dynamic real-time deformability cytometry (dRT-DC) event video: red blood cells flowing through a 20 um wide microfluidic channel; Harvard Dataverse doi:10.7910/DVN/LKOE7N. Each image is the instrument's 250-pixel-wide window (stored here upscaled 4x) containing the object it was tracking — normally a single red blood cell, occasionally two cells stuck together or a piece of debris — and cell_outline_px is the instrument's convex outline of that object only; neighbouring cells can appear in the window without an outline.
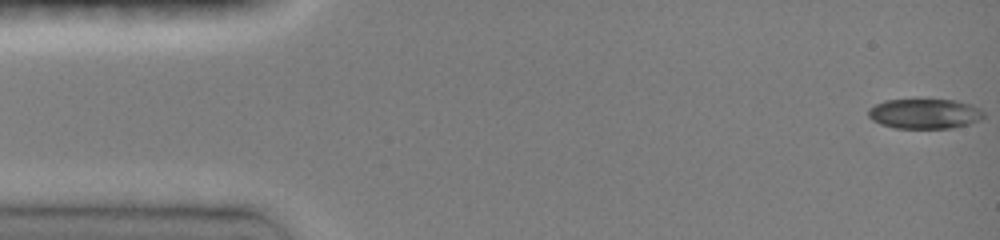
{"species": "common noctule bat (a hibernating species)", "species_latin": "Nyctalus noctula", "temperature_condition": "room temperature", "stored_images_in_passage": 70, "camera_frame_rate_fps": 3000, "um_per_image_px": 0.085, "animal": {"sex": "female", "body_mass_g": 19.0, "forearm_length_mm": 51.5}, "frame": {"image": 1, "passage_image": 1, "time_ms": 0.0, "image_size_px": [1000, 240], "cell_outline_px": [[984, 116], [980, 120], [968, 124], [952, 128], [896, 128], [880, 124], [872, 120], [868, 116], [868, 108], [884, 100], [956, 100], [972, 104], [980, 108], [984, 112]], "centroid_in_image_um": [78.6, 9.67], "position_along_channel_um": 6.4, "area_um2": 20.23}}
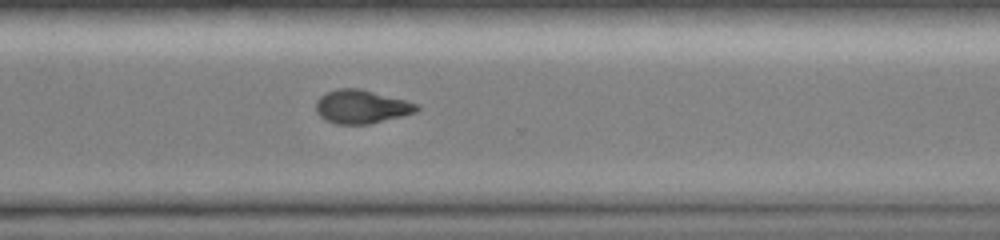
{"frame": {"image": 2, "passage_image": 51, "time_ms": 11.0, "image_size_px": [1000, 240], "cell_outline_px": [[420, 108], [416, 112], [368, 124], [336, 124], [324, 120], [316, 112], [316, 100], [320, 96], [328, 92], [340, 88], [360, 88], [420, 104]], "centroid_in_image_um": [30.71, 9.07], "position_along_channel_um": 339.9, "area_um2": 19.65}}
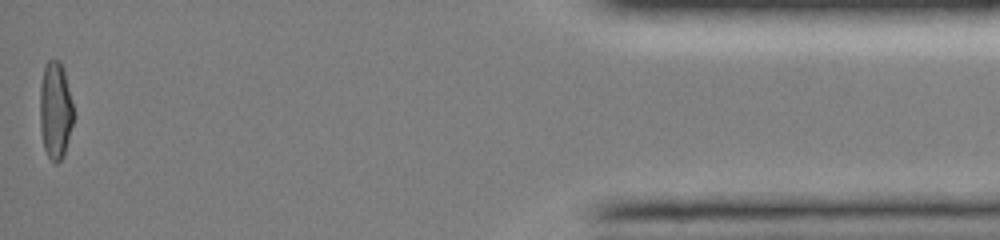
{"frame": {"image": 3, "passage_image": 70, "time_ms": 15.0, "image_size_px": [1000, 240], "cell_outline_px": [[72, 124], [64, 152], [60, 160], [56, 164], [48, 156], [44, 148], [40, 128], [40, 84], [44, 64], [48, 60], [60, 60], [64, 68], [72, 104]], "centroid_in_image_um": [4.67, 9.32], "position_along_channel_um": 430.5, "area_um2": 18.84}, "authors_computed_cell_mechanics": {"area_um2": 20.23, "velocity_mm_per_s": 4.1623, "shape_relaxation_time_tau1_ms": 8.024, "shape_relaxation_time_tau2_ms": 3.3885, "deformation_change_tau1": 0.2347, "deformation_change_tau2": 0.0657}}